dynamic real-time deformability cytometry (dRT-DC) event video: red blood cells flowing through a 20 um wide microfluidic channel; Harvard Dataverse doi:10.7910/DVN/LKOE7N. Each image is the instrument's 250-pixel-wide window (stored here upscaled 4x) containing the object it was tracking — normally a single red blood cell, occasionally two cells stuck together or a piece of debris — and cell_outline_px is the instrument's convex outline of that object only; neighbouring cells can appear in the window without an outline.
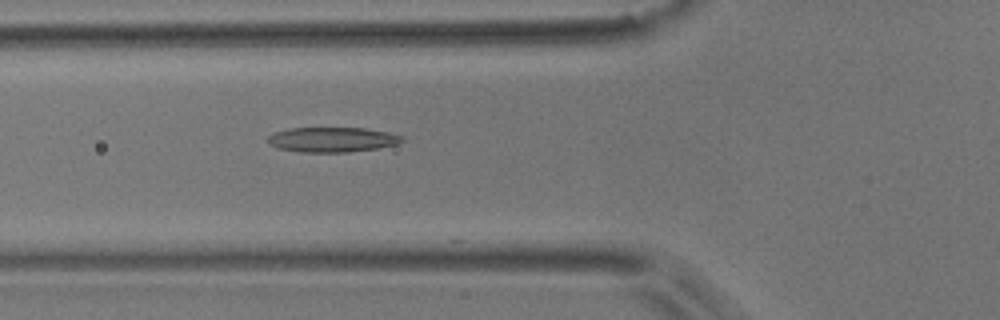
{"species": "common noctule bat (a hibernating species)", "species_latin": "Nyctalus noctula", "temperature_condition": "room temperature", "stored_images_in_passage": 5, "camera_frame_rate_fps": 3000, "um_per_image_px": 0.085, "animal": {"sex": "male", "body_mass_g": 17.9}, "frame": {"image": 1, "passage_image": 5, "time_ms": 1.333, "image_size_px": [1000, 320], "cell_outline_px": [[404, 140], [396, 144], [380, 148], [348, 152], [300, 152], [280, 148], [268, 144], [268, 136], [272, 132], [288, 128], [364, 128], [388, 132], [404, 136]], "centroid_in_image_um": [28.24, 11.86], "position_along_channel_um": 97.6, "area_um2": 19.59}}